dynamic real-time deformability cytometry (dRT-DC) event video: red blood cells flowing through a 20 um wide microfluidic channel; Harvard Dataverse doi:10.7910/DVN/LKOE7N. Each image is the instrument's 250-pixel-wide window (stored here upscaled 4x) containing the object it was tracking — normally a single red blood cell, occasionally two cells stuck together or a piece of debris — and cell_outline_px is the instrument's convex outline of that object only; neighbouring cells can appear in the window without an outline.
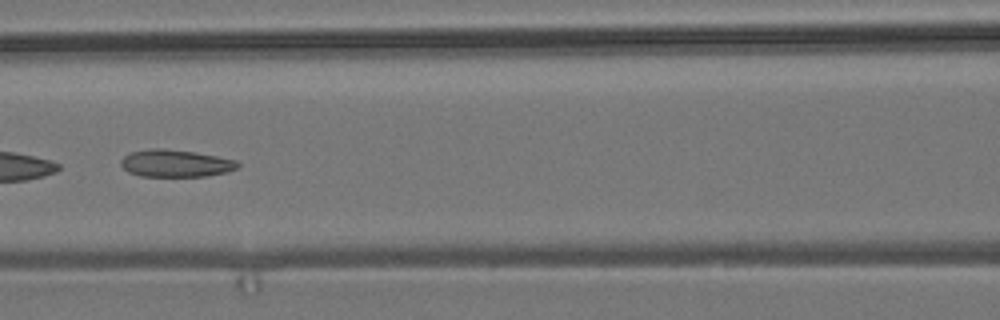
{"species": "common noctule bat (a hibernating species)", "species_latin": "Nyctalus noctula", "temperature_condition": "room temperature", "stored_images_in_passage": 8, "camera_frame_rate_fps": 3000, "um_per_image_px": 0.085, "animal": {"sex": "male", "body_mass_g": 19.2, "forearm_length_mm": 51.8}, "frame": {"image": 1, "passage_image": 7, "time_ms": 7.667, "image_size_px": [1000, 320], "cell_outline_px": [[240, 164], [236, 168], [228, 172], [208, 176], [140, 176], [128, 172], [120, 164], [120, 160], [124, 156], [132, 152], [152, 148], [160, 148], [196, 152], [236, 160]], "centroid_in_image_um": [14.92, 13.88], "position_along_channel_um": 151.7, "area_um2": 18.55}}
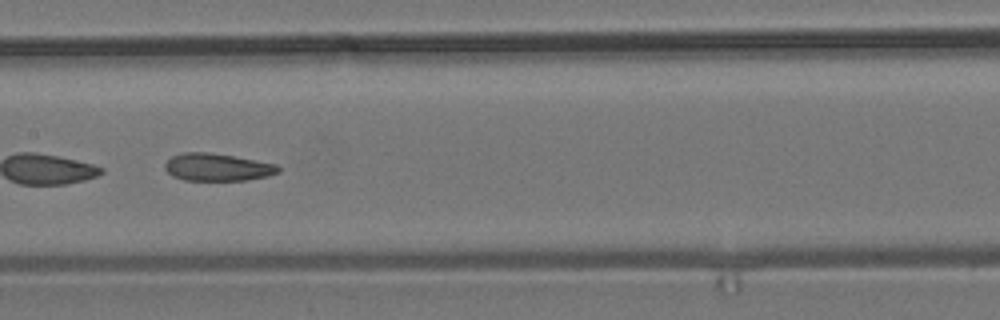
{"frame": {"image": 2, "passage_image": 8, "time_ms": 8.667, "image_size_px": [1000, 320], "cell_outline_px": [[280, 172], [268, 176], [248, 180], [184, 180], [172, 176], [164, 168], [164, 164], [172, 156], [184, 152], [212, 152], [276, 164], [280, 168]], "centroid_in_image_um": [18.47, 14.21], "position_along_channel_um": 188.9, "area_um2": 18.21}}